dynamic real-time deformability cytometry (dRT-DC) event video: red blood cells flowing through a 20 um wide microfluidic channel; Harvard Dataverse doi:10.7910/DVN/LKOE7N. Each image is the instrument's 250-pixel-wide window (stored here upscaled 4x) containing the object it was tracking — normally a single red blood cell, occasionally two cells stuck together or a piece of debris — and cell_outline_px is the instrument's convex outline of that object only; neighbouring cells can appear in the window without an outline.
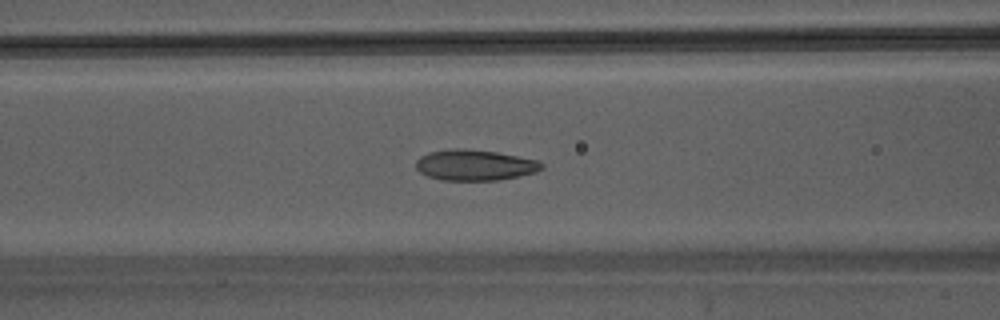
{"species": "Egyptian fruit bat (a non-hibernating species)", "species_latin": "Rousettus aegyptiacus", "temperature_condition": "warm", "stored_images_in_passage": 34, "camera_frame_rate_fps": 3000, "um_per_image_px": 0.085, "animal": {"sex": "male"}, "frame": {"image": 1, "passage_image": 10, "time_ms": 3.0, "image_size_px": [1000, 320], "cell_outline_px": [[544, 168], [536, 172], [496, 180], [440, 180], [428, 176], [420, 172], [416, 168], [416, 160], [420, 156], [428, 152], [456, 148], [496, 152], [536, 160], [544, 164]], "centroid_in_image_um": [40.32, 14.03], "position_along_channel_um": 126.3, "area_um2": 22.31}}
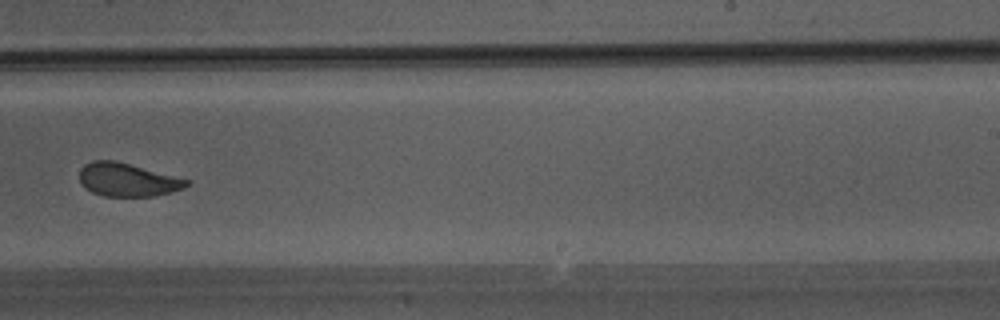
{"frame": {"image": 2, "passage_image": 20, "time_ms": 6.333, "image_size_px": [1000, 320], "cell_outline_px": [[192, 180], [184, 188], [172, 192], [152, 196], [104, 196], [92, 192], [84, 188], [80, 184], [80, 168], [84, 164], [92, 160], [112, 160]], "centroid_in_image_um": [10.81, 15.28], "position_along_channel_um": 278.2, "area_um2": 20.75}}
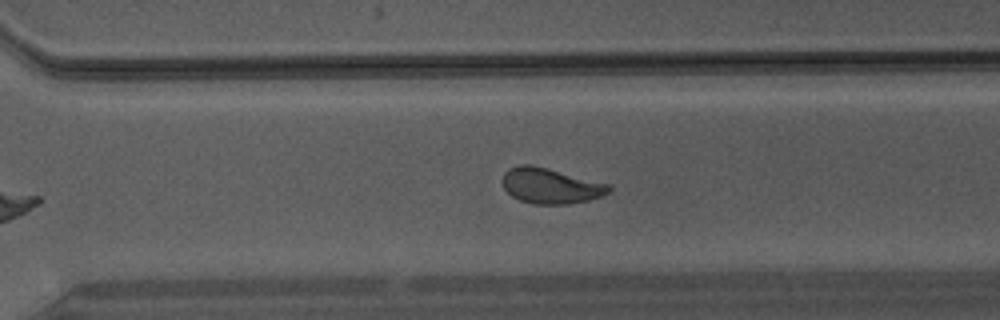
{"frame": {"image": 3, "passage_image": 23, "time_ms": 7.333, "image_size_px": [1000, 320], "cell_outline_px": [[612, 188], [608, 192], [600, 196], [588, 200], [568, 204], [532, 204], [520, 200], [512, 196], [504, 188], [500, 180], [504, 172], [508, 168], [520, 164], [532, 164], [548, 168], [608, 184]], "centroid_in_image_um": [46.73, 15.78], "position_along_channel_um": 323.9, "area_um2": 22.02}}